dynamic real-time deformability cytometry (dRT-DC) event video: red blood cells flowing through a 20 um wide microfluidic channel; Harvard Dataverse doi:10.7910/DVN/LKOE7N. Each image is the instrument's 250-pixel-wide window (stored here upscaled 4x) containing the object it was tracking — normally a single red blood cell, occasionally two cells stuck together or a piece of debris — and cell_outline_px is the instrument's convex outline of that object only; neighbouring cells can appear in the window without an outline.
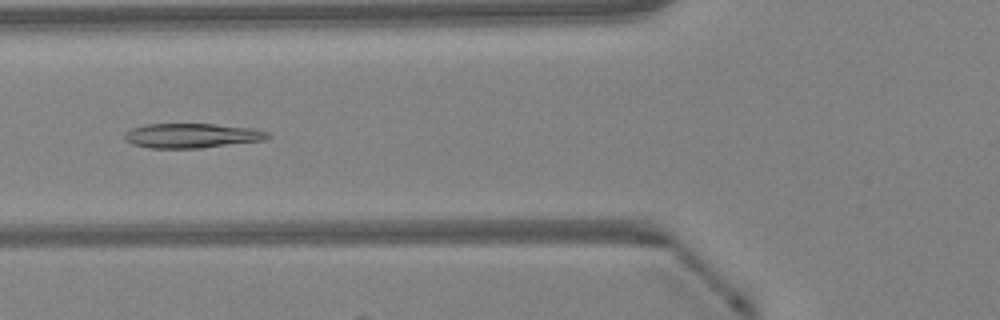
{"species": "Egyptian fruit bat (a non-hibernating species)", "species_latin": "Rousettus aegyptiacus", "temperature_condition": "warm", "stored_images_in_passage": 37, "camera_frame_rate_fps": 3000, "um_per_image_px": 0.085, "animal": {"sex": "female"}, "frame": {"image": 1, "passage_image": 8, "time_ms": 2.333, "image_size_px": [1000, 320], "cell_outline_px": [[272, 136], [264, 140], [200, 148], [148, 148], [132, 144], [124, 140], [124, 132], [132, 128], [144, 124], [216, 124], [252, 128], [268, 132]], "centroid_in_image_um": [16.27, 11.53], "position_along_channel_um": 109.5, "area_um2": 20.63}}
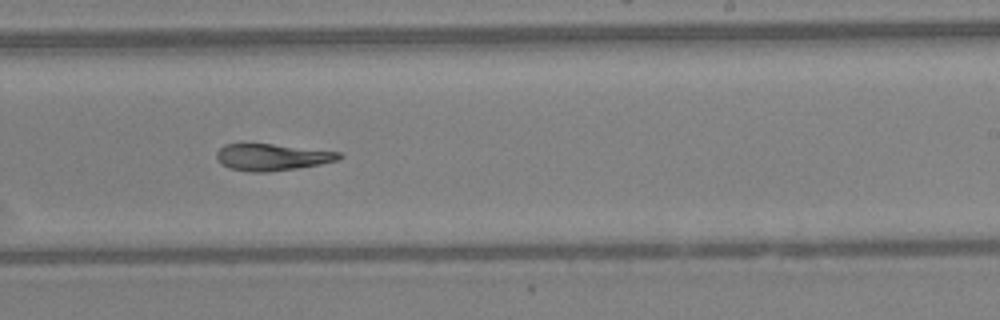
{"frame": {"image": 2, "passage_image": 19, "time_ms": 6.0, "image_size_px": [1000, 320], "cell_outline_px": [[344, 156], [340, 160], [320, 164], [296, 168], [268, 172], [248, 172], [228, 168], [216, 156], [216, 152], [224, 144], [272, 144], [340, 152]], "centroid_in_image_um": [23.15, 13.36], "position_along_channel_um": 265.8, "area_um2": 18.96}}
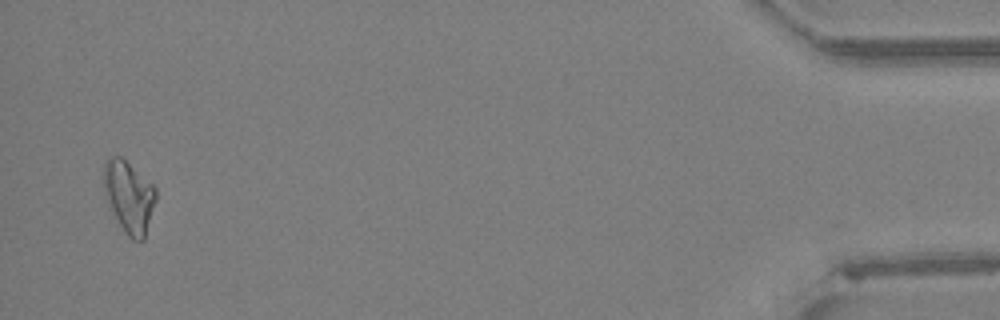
{"frame": {"image": 3, "passage_image": 36, "time_ms": 11.667, "image_size_px": [1000, 320], "cell_outline_px": [[156, 200], [144, 240], [132, 240], [124, 232], [104, 192], [104, 160], [112, 156], [120, 156], [152, 184], [156, 188]], "centroid_in_image_um": [10.98, 16.72], "position_along_channel_um": 424.2, "area_um2": 21.33}, "authors_computed_cell_mechanics": {"area_um2": 19.9988, "velocity_mm_per_s": 4.2825, "shape_relaxation_time_tau1_ms": 6.6238, "shape_relaxation_time_tau2_ms": 2.6448, "deformation_change_tau1": 0.1883, "deformation_change_tau2": 0.0984}}